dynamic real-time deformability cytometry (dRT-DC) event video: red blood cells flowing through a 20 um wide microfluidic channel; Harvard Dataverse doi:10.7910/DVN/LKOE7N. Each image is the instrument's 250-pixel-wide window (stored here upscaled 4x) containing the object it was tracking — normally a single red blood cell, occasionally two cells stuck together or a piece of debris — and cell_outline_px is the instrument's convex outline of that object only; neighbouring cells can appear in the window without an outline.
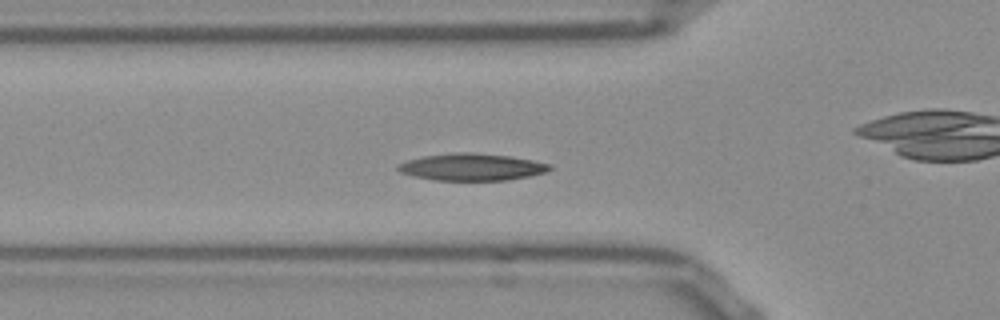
{"species": "Egyptian fruit bat (a non-hibernating species)", "species_latin": "Rousettus aegyptiacus", "temperature_condition": "room temperature", "stored_images_in_passage": 52, "camera_frame_rate_fps": 3000, "um_per_image_px": 0.085, "frame": {"image": 1, "passage_image": 16, "time_ms": 5.0, "image_size_px": [1000, 320], "cell_outline_px": [[552, 168], [548, 172], [508, 180], [436, 180], [416, 176], [400, 172], [396, 168], [396, 164], [408, 160], [424, 156], [456, 152], [472, 152], [508, 156], [532, 160], [552, 164]], "centroid_in_image_um": [40.12, 14.19], "position_along_channel_um": 85.7, "area_um2": 23.81}}
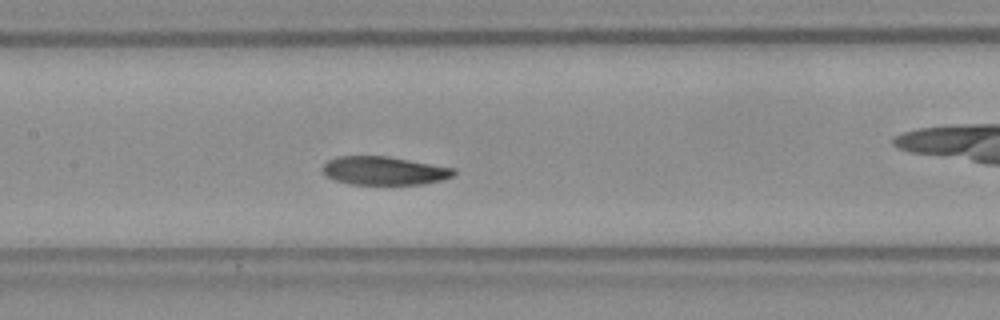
{"frame": {"image": 2, "passage_image": 23, "time_ms": 7.333, "image_size_px": [1000, 320], "cell_outline_px": [[456, 172], [452, 176], [444, 180], [424, 184], [352, 184], [336, 180], [328, 176], [320, 168], [328, 160], [336, 156], [388, 156], [456, 168]], "centroid_in_image_um": [32.68, 14.5], "position_along_channel_um": 174.7, "area_um2": 21.79}, "authors_computed_cell_mechanics": {"area_um2": 22.6576, "velocity_mm_per_s": 3.7894, "shape_relaxation_time_tau1_ms": 4.228, "shape_relaxation_time_tau2_ms": 3.7114, "deformation_change_tau1": 0.1358, "deformation_change_tau2": 0.0949}}